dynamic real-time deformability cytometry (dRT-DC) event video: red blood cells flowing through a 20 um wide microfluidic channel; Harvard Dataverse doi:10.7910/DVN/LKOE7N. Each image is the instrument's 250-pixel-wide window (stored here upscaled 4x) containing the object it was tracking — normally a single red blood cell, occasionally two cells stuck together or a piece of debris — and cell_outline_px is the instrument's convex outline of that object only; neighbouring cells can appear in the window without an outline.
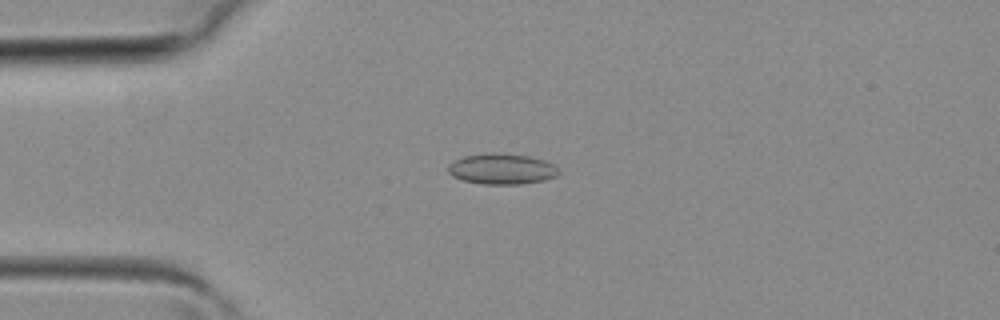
{"species": "common noctule bat (a hibernating species)", "species_latin": "Nyctalus noctula", "temperature_condition": "room temperature", "stored_images_in_passage": 37, "camera_frame_rate_fps": 3000, "um_per_image_px": 0.085, "animal": {"sex": "female", "body_mass_g": 19.3, "forearm_length_mm": 54.1}, "frame": {"image": 1, "passage_image": 8, "time_ms": 2.333, "image_size_px": [1000, 320], "cell_outline_px": [[560, 172], [556, 176], [544, 180], [520, 184], [484, 184], [464, 180], [452, 176], [448, 172], [448, 164], [464, 156], [492, 152], [496, 152], [528, 156], [544, 160], [560, 168]], "centroid_in_image_um": [42.67, 14.35], "position_along_channel_um": 42.3, "area_um2": 19.77}}
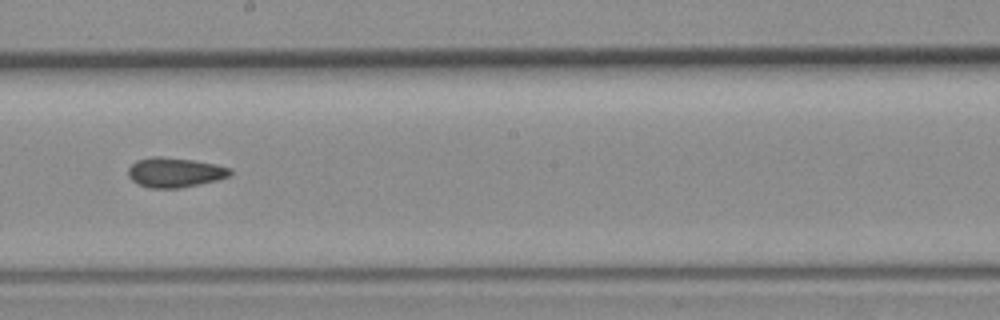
{"frame": {"image": 2, "passage_image": 20, "time_ms": 6.333, "image_size_px": [1000, 320], "cell_outline_px": [[232, 172], [228, 176], [216, 180], [200, 184], [180, 188], [152, 188], [140, 184], [132, 180], [128, 176], [128, 168], [136, 160], [152, 156], [160, 156], [192, 160], [216, 164], [232, 168]], "centroid_in_image_um": [14.86, 14.64], "position_along_channel_um": 233.3, "area_um2": 17.63}}
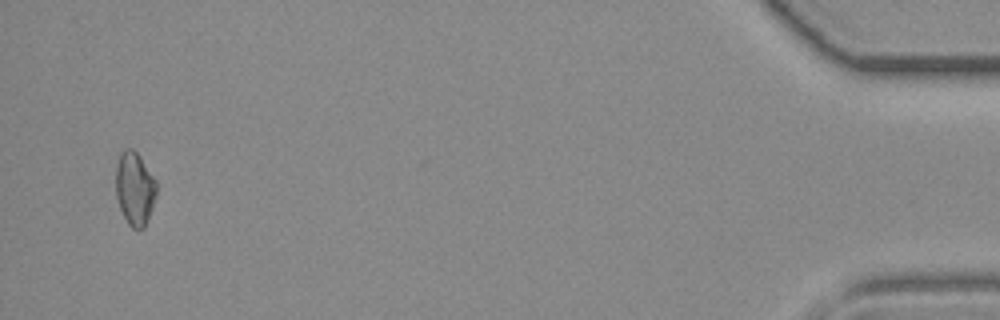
{"frame": {"image": 3, "passage_image": 36, "time_ms": 11.667, "image_size_px": [1000, 320], "cell_outline_px": [[156, 192], [152, 208], [144, 228], [136, 232], [128, 224], [120, 208], [116, 196], [116, 164], [120, 152], [124, 148], [132, 148], [140, 156], [156, 180]], "centroid_in_image_um": [11.44, 16.02], "position_along_channel_um": 423.8, "area_um2": 17.51}}